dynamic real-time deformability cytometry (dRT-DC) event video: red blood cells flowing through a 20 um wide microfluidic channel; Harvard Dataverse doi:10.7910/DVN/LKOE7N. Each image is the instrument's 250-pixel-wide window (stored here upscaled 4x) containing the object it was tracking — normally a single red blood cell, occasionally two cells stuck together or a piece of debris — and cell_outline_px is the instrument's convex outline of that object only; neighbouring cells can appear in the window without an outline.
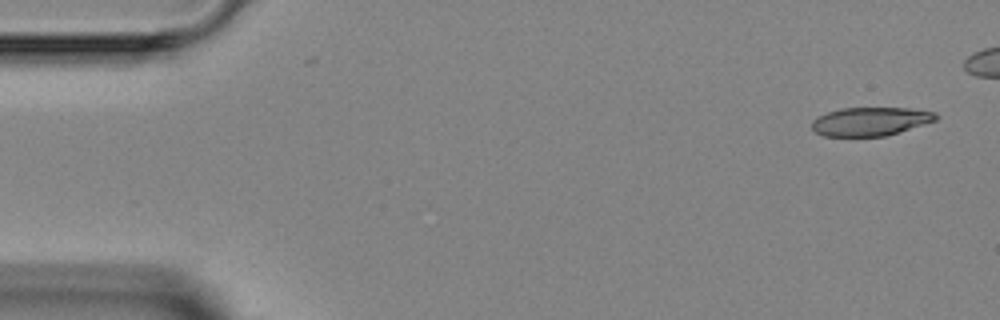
{"species": "Egyptian fruit bat (a non-hibernating species)", "species_latin": "Rousettus aegyptiacus", "temperature_condition": "room temperature", "stored_images_in_passage": 5, "camera_frame_rate_fps": 3000, "um_per_image_px": 0.085, "animal": {"sex": "female"}, "frame": {"image": 1, "passage_image": 1, "time_ms": 0.0, "image_size_px": [1000, 320], "cell_outline_px": [[940, 116], [936, 120], [884, 136], [824, 136], [816, 132], [812, 128], [812, 120], [816, 116], [840, 108], [908, 108], [936, 112]], "centroid_in_image_um": [73.96, 10.31], "position_along_channel_um": 11.0, "area_um2": 20.52}}
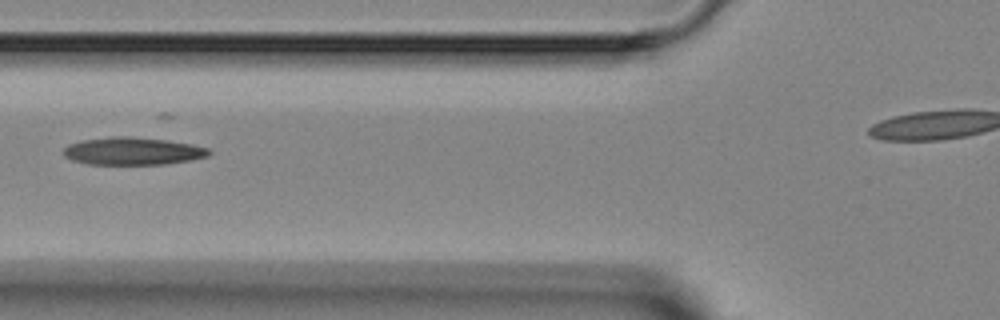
{"frame": {"image": 2, "passage_image": 5, "time_ms": 5.333, "image_size_px": [1000, 320], "cell_outline_px": [[212, 152], [208, 156], [192, 160], [164, 164], [88, 164], [72, 160], [64, 156], [60, 152], [68, 144], [80, 140], [112, 136], [132, 136], [164, 140], [192, 144], [208, 148]], "centroid_in_image_um": [11.24, 12.84], "position_along_channel_um": 114.6, "area_um2": 23.58}}